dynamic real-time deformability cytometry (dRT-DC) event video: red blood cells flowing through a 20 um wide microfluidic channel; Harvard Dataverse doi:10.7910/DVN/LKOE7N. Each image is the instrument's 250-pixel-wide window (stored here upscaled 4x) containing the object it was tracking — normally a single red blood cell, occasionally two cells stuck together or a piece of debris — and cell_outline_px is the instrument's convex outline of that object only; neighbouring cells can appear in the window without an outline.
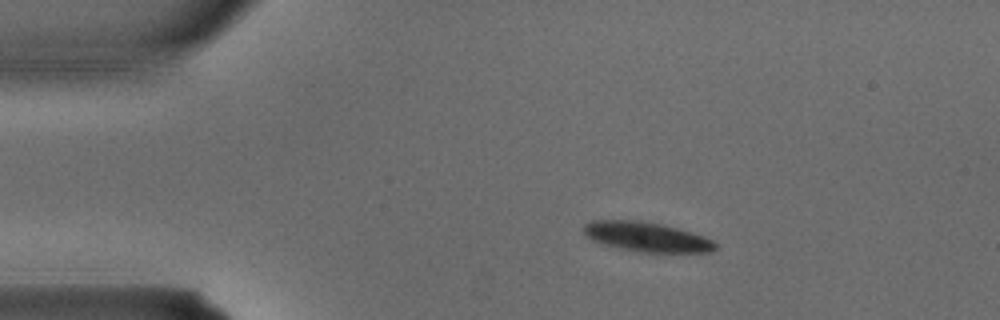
{"species": "common noctule bat (a hibernating species)", "species_latin": "Nyctalus noctula", "temperature_condition": "warm", "stored_images_in_passage": 2, "camera_frame_rate_fps": 3000, "um_per_image_px": 0.085, "animal": {"sex": "male", "body_mass_g": 15.6}, "frame": {"image": 1, "passage_image": 1, "time_ms": 0.0, "image_size_px": [1000, 320], "cell_outline_px": [[716, 248], [712, 252], [644, 252], [620, 248], [600, 244], [592, 240], [584, 232], [584, 224], [592, 220], [640, 220], [660, 224], [676, 228], [704, 236], [712, 240], [716, 244]], "centroid_in_image_um": [54.95, 20.13], "position_along_channel_um": 30.1, "area_um2": 22.54}}